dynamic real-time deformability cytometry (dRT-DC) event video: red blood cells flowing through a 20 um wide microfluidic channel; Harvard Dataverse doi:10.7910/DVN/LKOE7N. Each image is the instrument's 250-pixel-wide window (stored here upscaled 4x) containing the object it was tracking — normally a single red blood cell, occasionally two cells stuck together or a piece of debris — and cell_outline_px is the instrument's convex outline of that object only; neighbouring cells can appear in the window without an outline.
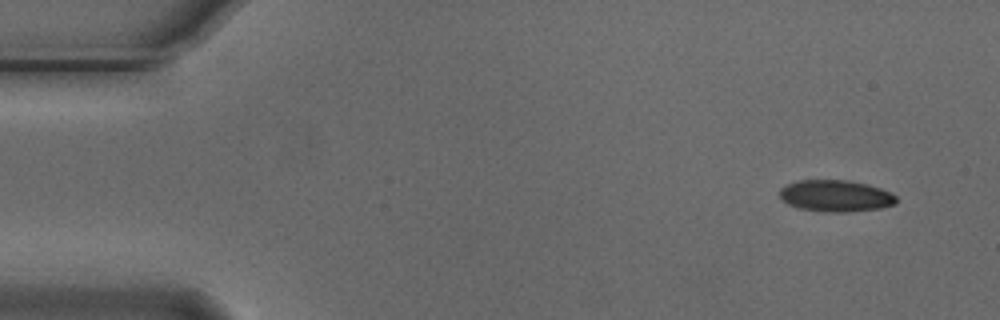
{"species": "Egyptian fruit bat (a non-hibernating species)", "species_latin": "Rousettus aegyptiacus", "temperature_condition": "cold", "stored_images_in_passage": 7, "camera_frame_rate_fps": 3000, "um_per_image_px": 0.085, "animal": {"sex": "male"}, "frame": {"image": 1, "passage_image": 1, "time_ms": 0.0, "image_size_px": [1000, 320], "cell_outline_px": [[896, 204], [880, 208], [848, 212], [824, 212], [800, 208], [788, 204], [780, 196], [780, 188], [788, 184], [800, 180], [848, 180], [868, 184], [892, 192], [896, 196]], "centroid_in_image_um": [71.06, 16.65], "position_along_channel_um": 13.9, "area_um2": 21.5}}
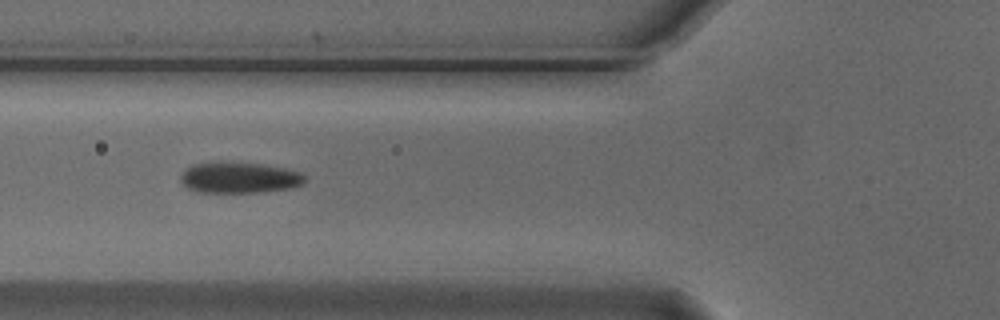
{"frame": {"image": 2, "passage_image": 5, "time_ms": 1.333, "image_size_px": [1000, 320], "cell_outline_px": [[304, 184], [292, 188], [260, 192], [200, 192], [188, 188], [180, 180], [180, 176], [192, 164], [260, 164], [284, 168], [300, 172], [304, 176]], "centroid_in_image_um": [20.39, 15.14], "position_along_channel_um": 105.4, "area_um2": 21.62}}
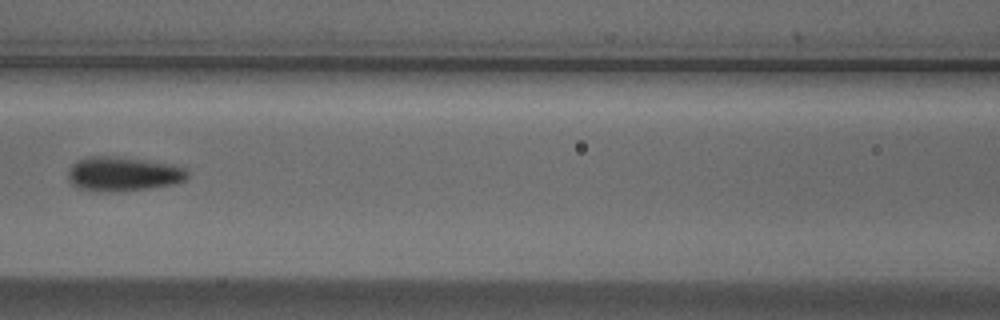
{"frame": {"image": 3, "passage_image": 6, "time_ms": 1.667, "image_size_px": [1000, 320], "cell_outline_px": [[188, 176], [184, 180], [176, 184], [148, 188], [112, 192], [92, 192], [76, 188], [68, 180], [68, 172], [72, 164], [76, 160], [88, 156], [116, 156], [176, 164], [184, 168], [188, 172]], "centroid_in_image_um": [10.43, 14.79], "position_along_channel_um": 156.2, "area_um2": 24.39}}